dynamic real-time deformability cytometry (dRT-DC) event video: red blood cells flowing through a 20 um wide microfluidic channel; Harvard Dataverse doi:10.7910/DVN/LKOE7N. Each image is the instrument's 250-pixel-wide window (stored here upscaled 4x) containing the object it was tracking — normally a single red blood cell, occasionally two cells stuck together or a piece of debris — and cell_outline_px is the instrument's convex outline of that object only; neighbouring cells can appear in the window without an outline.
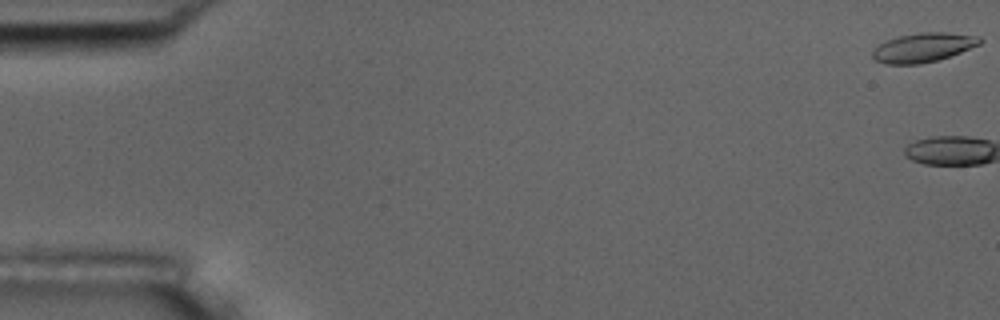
{"species": "common noctule bat (a hibernating species)", "species_latin": "Nyctalus noctula", "temperature_condition": "room temperature", "stored_images_in_passage": 6, "camera_frame_rate_fps": 3000, "um_per_image_px": 0.085, "animal": {"sex": "male", "body_mass_g": 17.5, "forearm_length_mm": 52.3}, "frame": {"image": 1, "passage_image": 1, "time_ms": 0.0, "image_size_px": [1000, 320], "cell_outline_px": [[984, 40], [980, 44], [960, 52], [936, 60], [920, 64], [888, 64], [876, 60], [872, 56], [872, 52], [880, 44], [888, 40], [900, 36], [920, 32], [944, 32], [980, 36]], "centroid_in_image_um": [78.51, 4.03], "position_along_channel_um": 6.5, "area_um2": 17.98}}